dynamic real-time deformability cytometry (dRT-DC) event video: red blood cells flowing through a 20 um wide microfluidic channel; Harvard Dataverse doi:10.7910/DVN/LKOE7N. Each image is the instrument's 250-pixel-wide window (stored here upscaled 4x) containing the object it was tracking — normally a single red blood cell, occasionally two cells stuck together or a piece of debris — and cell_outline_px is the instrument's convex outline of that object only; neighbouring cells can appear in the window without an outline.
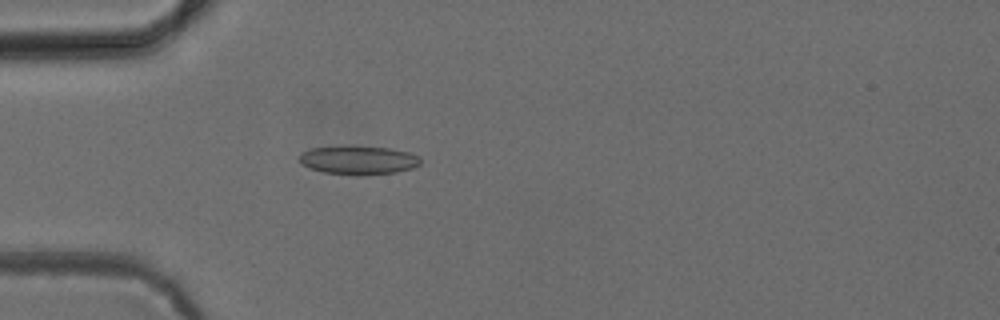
{"species": "common noctule bat (a hibernating species)", "species_latin": "Nyctalus noctula", "temperature_condition": "cold", "stored_images_in_passage": 3, "camera_frame_rate_fps": 3000, "um_per_image_px": 0.085, "animal": {"sex": "female", "body_mass_g": 24.6, "forearm_length_mm": 56.2}, "frame": {"image": 1, "passage_image": 3, "time_ms": 2.333, "image_size_px": [1000, 320], "cell_outline_px": [[420, 164], [412, 168], [396, 172], [324, 172], [312, 168], [304, 164], [300, 160], [300, 152], [312, 148], [344, 144], [352, 144], [388, 148], [408, 152], [420, 156]], "centroid_in_image_um": [30.46, 13.52], "position_along_channel_um": 54.5, "area_um2": 19.65}}